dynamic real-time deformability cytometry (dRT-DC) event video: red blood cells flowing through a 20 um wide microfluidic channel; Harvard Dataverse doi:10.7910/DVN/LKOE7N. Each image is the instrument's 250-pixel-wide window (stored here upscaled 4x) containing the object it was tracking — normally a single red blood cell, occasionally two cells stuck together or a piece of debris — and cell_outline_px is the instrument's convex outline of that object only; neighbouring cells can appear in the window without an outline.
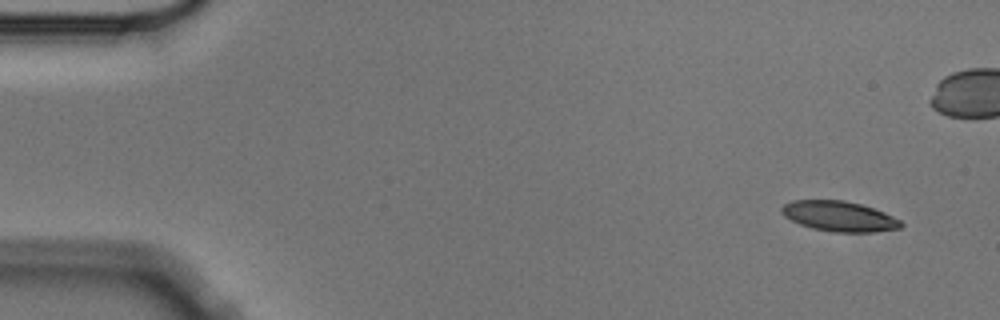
{"species": "Egyptian fruit bat (a non-hibernating species)", "species_latin": "Rousettus aegyptiacus", "temperature_condition": "cold", "stored_images_in_passage": 5, "camera_frame_rate_fps": 3000, "um_per_image_px": 0.085, "animal": {"sex": "male"}, "frame": {"image": 1, "passage_image": 1, "time_ms": 0.0, "image_size_px": [1000, 320], "cell_outline_px": [[904, 224], [900, 228], [876, 232], [832, 232], [812, 228], [800, 224], [784, 216], [780, 212], [780, 208], [784, 204], [792, 200], [844, 200], [860, 204], [884, 212], [900, 220]], "centroid_in_image_um": [71.32, 18.38], "position_along_channel_um": 13.7, "area_um2": 21.04}}